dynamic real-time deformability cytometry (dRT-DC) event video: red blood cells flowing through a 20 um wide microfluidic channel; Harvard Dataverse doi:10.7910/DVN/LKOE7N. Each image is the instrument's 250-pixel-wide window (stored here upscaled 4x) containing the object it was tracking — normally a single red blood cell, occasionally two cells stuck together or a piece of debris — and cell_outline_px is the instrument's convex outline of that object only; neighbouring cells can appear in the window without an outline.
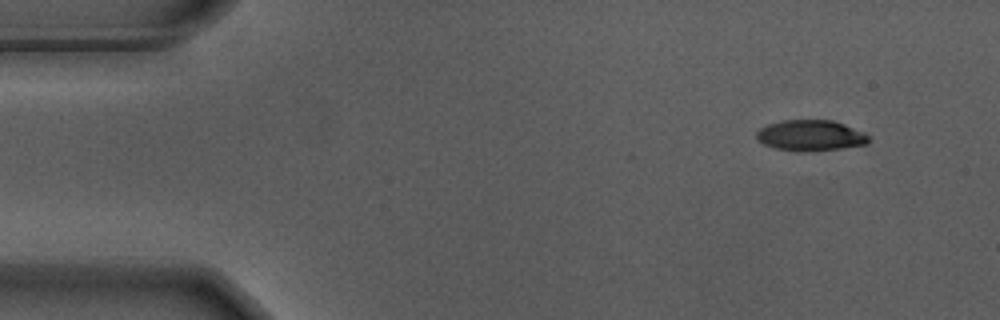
{"species": "Egyptian fruit bat (a non-hibernating species)", "species_latin": "Rousettus aegyptiacus", "temperature_condition": "warm", "stored_images_in_passage": 52, "camera_frame_rate_fps": 3000, "um_per_image_px": 0.085, "animal": {"sex": "male"}, "frame": {"image": 1, "passage_image": 1, "time_ms": 0.0, "image_size_px": [1000, 320], "cell_outline_px": [[872, 140], [868, 144], [840, 148], [776, 148], [764, 144], [756, 140], [756, 132], [760, 128], [768, 124], [780, 120], [832, 120], [844, 124], [868, 136]], "centroid_in_image_um": [68.88, 11.46], "position_along_channel_um": 16.1, "area_um2": 19.13}}
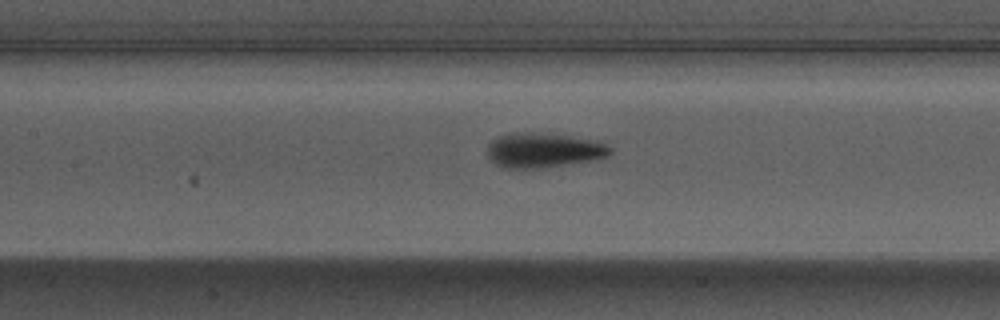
{"frame": {"image": 2, "passage_image": 21, "time_ms": 6.667, "image_size_px": [1000, 320], "cell_outline_px": [[612, 152], [608, 156], [592, 160], [544, 168], [504, 168], [496, 164], [488, 156], [488, 144], [492, 140], [500, 136], [512, 132], [568, 136], [596, 140], [612, 148]], "centroid_in_image_um": [46.2, 12.79], "position_along_channel_um": 161.2, "area_um2": 24.51}}
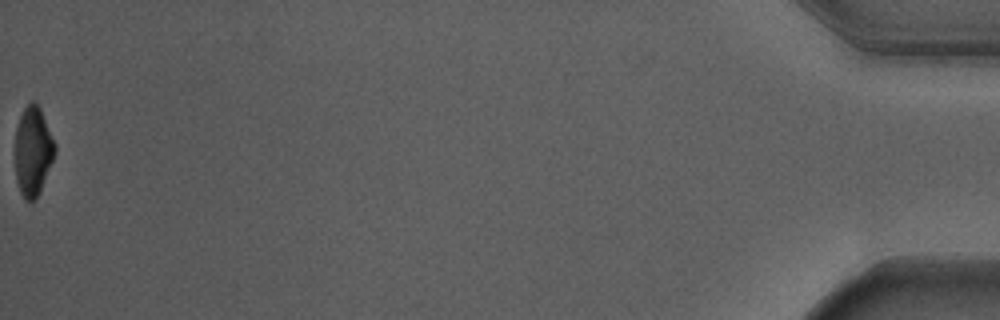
{"frame": {"image": 3, "passage_image": 52, "time_ms": 17.0, "image_size_px": [1000, 320], "cell_outline_px": [[56, 152], [40, 192], [36, 200], [32, 204], [24, 200], [20, 192], [16, 180], [16, 128], [20, 116], [24, 108], [32, 100], [36, 100], [40, 108], [56, 144]], "centroid_in_image_um": [2.81, 12.88], "position_along_channel_um": 432.4, "area_um2": 20.87}, "authors_computed_cell_mechanics": {"area_um2": 23.0044, "velocity_mm_per_s": 3.6911, "shape_relaxation_time_tau1_ms": 2.7689, "shape_relaxation_time_tau2_ms": 1.7255, "deformation_change_tau1": 0.1818, "deformation_change_tau2": 0.0831}}